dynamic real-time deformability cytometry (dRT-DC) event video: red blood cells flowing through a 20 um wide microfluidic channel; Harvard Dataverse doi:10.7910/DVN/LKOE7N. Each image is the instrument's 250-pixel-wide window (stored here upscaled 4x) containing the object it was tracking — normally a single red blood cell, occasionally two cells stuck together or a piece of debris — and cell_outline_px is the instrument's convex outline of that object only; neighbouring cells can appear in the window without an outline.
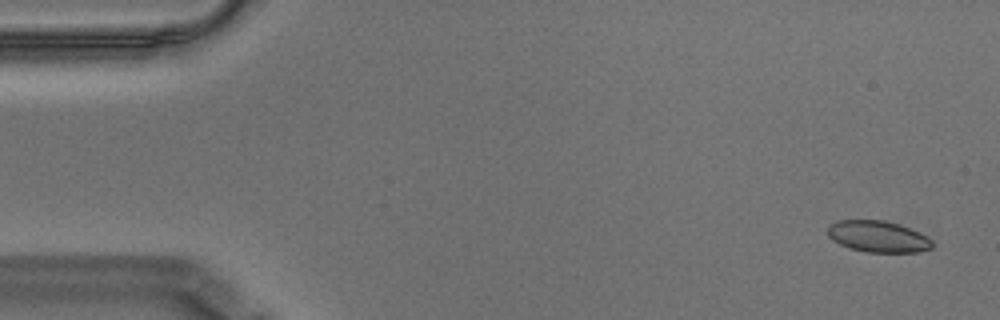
{"species": "Egyptian fruit bat (a non-hibernating species)", "species_latin": "Rousettus aegyptiacus", "temperature_condition": "warm", "stored_images_in_passage": 17, "camera_frame_rate_fps": 3000, "um_per_image_px": 0.085, "animal": {"sex": "male"}, "frame": {"image": 1, "passage_image": 3, "time_ms": 0.667, "image_size_px": [1000, 320], "cell_outline_px": [[932, 248], [916, 252], [868, 252], [848, 248], [832, 240], [828, 236], [828, 224], [836, 220], [884, 220], [900, 224], [920, 232], [928, 236], [932, 240]], "centroid_in_image_um": [74.62, 20.09], "position_along_channel_um": 10.4, "area_um2": 19.36}}